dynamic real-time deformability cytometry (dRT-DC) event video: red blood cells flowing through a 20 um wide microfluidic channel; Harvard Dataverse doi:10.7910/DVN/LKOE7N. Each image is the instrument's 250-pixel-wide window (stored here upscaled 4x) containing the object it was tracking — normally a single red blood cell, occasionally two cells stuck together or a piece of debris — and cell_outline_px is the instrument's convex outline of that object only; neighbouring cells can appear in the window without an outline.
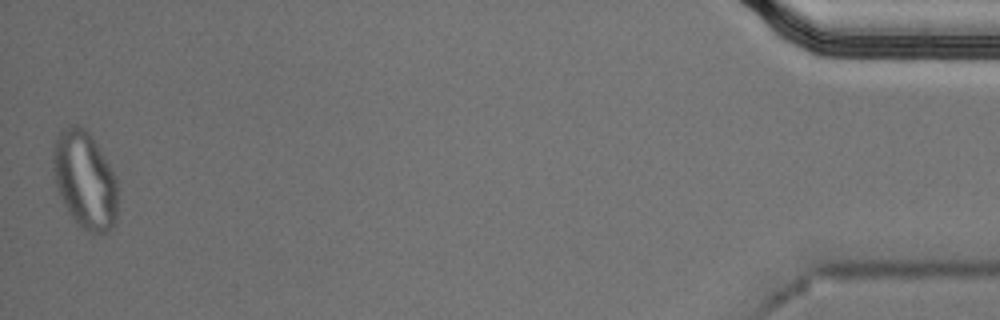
{"species": "Egyptian fruit bat (a non-hibernating species)", "species_latin": "Rousettus aegyptiacus", "temperature_condition": "cold", "stored_images_in_passage": 46, "segment_of_instrument_passage": [2, 2], "camera_frame_rate_fps": 3000, "um_per_image_px": 0.085, "animal": {"sex": "male"}, "frame": {"image": 1, "passage_image": 46, "time_ms": 15.0, "image_size_px": [1000, 320], "cell_outline_px": [[116, 220], [112, 228], [104, 232], [92, 236], [68, 212], [56, 188], [52, 168], [52, 152], [56, 136], [60, 128], [68, 124], [76, 124], [84, 128], [88, 132], [104, 156], [116, 176]], "centroid_in_image_um": [7.17, 15.26], "position_along_channel_um": 428.0, "area_um2": 36.88}}